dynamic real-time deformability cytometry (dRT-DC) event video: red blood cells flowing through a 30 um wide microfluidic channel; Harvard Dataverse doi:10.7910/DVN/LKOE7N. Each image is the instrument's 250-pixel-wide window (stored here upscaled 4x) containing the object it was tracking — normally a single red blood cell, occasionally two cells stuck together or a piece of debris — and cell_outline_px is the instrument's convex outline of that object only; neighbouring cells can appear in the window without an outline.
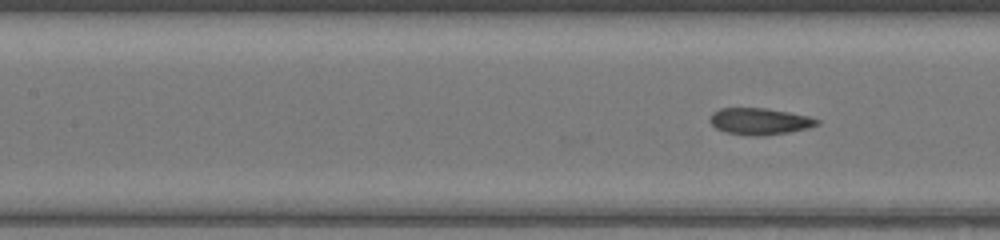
{"species": "common noctule bat (a hibernating species)", "species_latin": "Nyctalus noctula", "temperature_condition": "warm", "stored_images_in_passage": 23, "camera_frame_rate_fps": 3000, "um_per_image_px": 0.085, "animal": {"sex": "female", "body_mass_g": 17.0, "forearm_length_mm": 48.0}, "frame": {"image": 1, "passage_image": 23, "time_ms": 7.333, "image_size_px": [1000, 240], "cell_outline_px": [[820, 124], [808, 128], [788, 132], [764, 136], [752, 136], [724, 132], [716, 128], [708, 120], [712, 112], [720, 108], [764, 108], [788, 112], [808, 116], [820, 120]], "centroid_in_image_um": [64.55, 10.32], "position_along_channel_um": 142.9, "area_um2": 16.7}}